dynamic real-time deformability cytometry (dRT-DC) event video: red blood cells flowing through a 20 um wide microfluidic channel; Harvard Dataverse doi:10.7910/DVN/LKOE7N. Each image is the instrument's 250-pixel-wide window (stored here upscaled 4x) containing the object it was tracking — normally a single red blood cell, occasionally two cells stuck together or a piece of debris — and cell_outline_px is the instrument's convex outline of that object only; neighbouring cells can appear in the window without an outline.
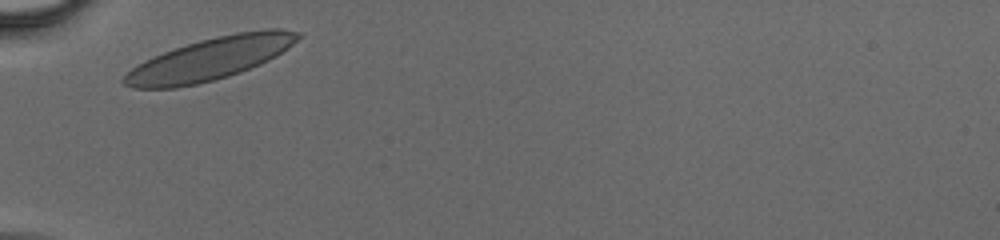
{"species": "human", "species_latin": "Homo sapiens", "temperature_condition": "cold", "stored_images_in_passage": 24, "camera_frame_rate_fps": 3000, "um_per_image_px": 0.085, "donor": {"sex": "male"}, "frame": {"image": 1, "passage_image": 1, "time_ms": 0.0, "image_size_px": [1000, 240], "cell_outline_px": [[304, 36], [288, 48], [276, 56], [260, 64], [240, 72], [228, 76], [196, 84], [176, 88], [132, 88], [124, 84], [120, 80], [132, 68], [144, 60], [164, 52], [200, 40], [216, 36], [236, 32], [268, 28], [280, 28], [300, 32]], "centroid_in_image_um": [17.9, 4.99], "position_along_channel_um": 67.1, "area_um2": 42.77}}
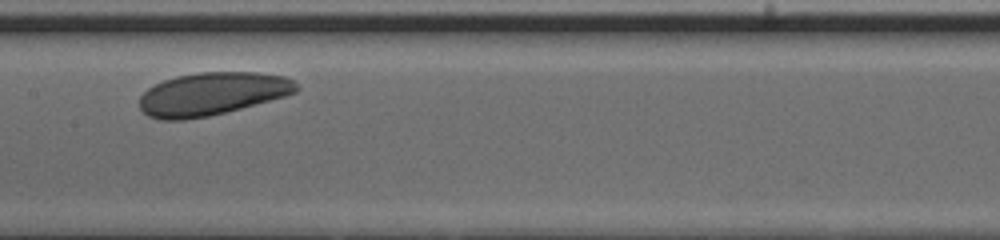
{"frame": {"image": 2, "passage_image": 10, "time_ms": 3.0, "image_size_px": [1000, 240], "cell_outline_px": [[300, 88], [296, 92], [284, 96], [240, 108], [208, 116], [184, 120], [160, 120], [148, 116], [140, 108], [140, 96], [148, 88], [164, 80], [176, 76], [200, 72], [256, 72], [284, 76], [292, 80]], "centroid_in_image_um": [18.0, 7.97], "position_along_channel_um": 189.4, "area_um2": 38.96}}
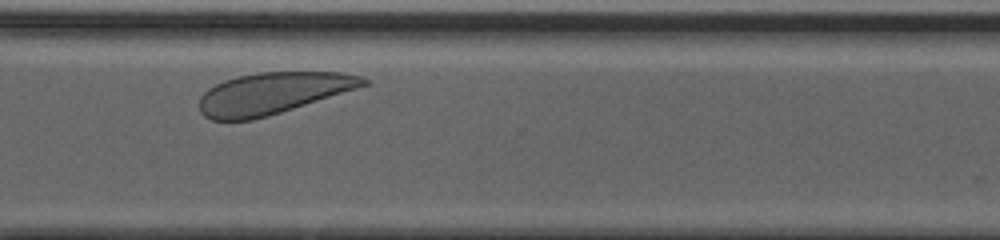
{"frame": {"image": 3, "passage_image": 21, "time_ms": 6.667, "image_size_px": [1000, 240], "cell_outline_px": [[368, 84], [356, 88], [268, 116], [252, 120], [212, 120], [204, 116], [200, 112], [200, 96], [208, 88], [224, 80], [236, 76], [256, 72], [340, 72], [360, 76], [368, 80]], "centroid_in_image_um": [23.12, 7.92], "position_along_channel_um": 347.5, "area_um2": 39.36}}